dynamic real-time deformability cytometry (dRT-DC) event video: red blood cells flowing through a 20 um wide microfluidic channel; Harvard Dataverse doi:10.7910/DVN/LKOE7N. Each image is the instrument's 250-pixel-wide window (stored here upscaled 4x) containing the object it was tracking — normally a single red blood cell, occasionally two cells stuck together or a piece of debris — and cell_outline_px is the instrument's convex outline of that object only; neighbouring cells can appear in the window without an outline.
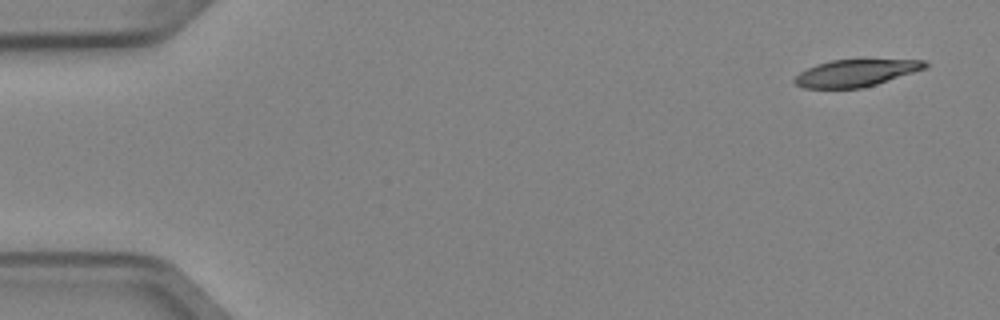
{"species": "Egyptian fruit bat (a non-hibernating species)", "species_latin": "Rousettus aegyptiacus", "temperature_condition": "cold", "stored_images_in_passage": 5, "camera_frame_rate_fps": 3000, "um_per_image_px": 0.085, "animal": {"sex": "female"}, "frame": {"image": 1, "passage_image": 1, "time_ms": 0.0, "image_size_px": [1000, 320], "cell_outline_px": [[928, 68], [876, 84], [860, 88], [804, 88], [796, 84], [792, 80], [800, 72], [816, 64], [832, 60], [924, 60], [928, 64]], "centroid_in_image_um": [72.74, 6.2], "position_along_channel_um": 12.3, "area_um2": 20.35}}
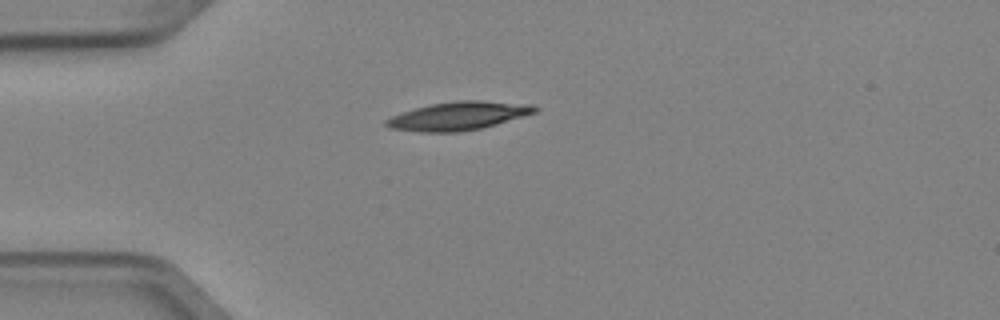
{"frame": {"image": 2, "passage_image": 4, "time_ms": 1.0, "image_size_px": [1000, 320], "cell_outline_px": [[540, 108], [536, 112], [524, 116], [496, 124], [480, 128], [460, 132], [420, 132], [388, 128], [384, 124], [384, 120], [392, 116], [416, 108], [432, 104], [456, 100], [480, 100], [532, 104]], "centroid_in_image_um": [38.98, 9.85], "position_along_channel_um": 46.0, "area_um2": 24.57}}